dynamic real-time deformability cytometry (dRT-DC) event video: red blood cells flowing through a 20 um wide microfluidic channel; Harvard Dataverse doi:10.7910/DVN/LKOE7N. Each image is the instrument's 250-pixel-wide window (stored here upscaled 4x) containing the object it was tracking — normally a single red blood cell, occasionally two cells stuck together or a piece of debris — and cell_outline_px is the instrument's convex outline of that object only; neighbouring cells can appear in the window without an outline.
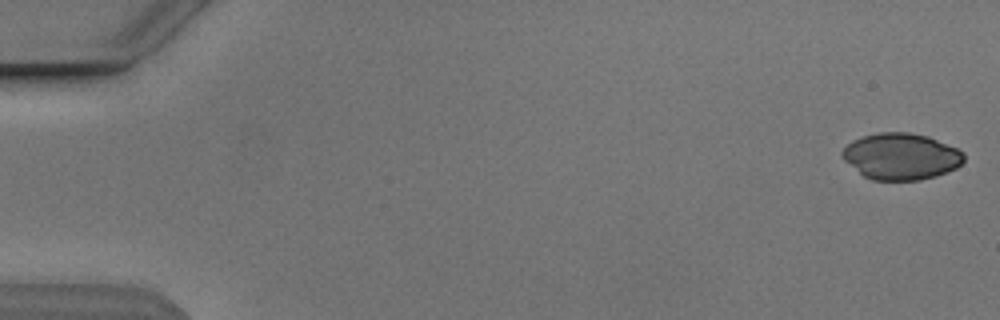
{"species": "Egyptian fruit bat (a non-hibernating species)", "species_latin": "Rousettus aegyptiacus", "temperature_condition": "cold", "stored_images_in_passage": 53, "camera_frame_rate_fps": 3000, "um_per_image_px": 0.085, "animal": {"sex": "male"}, "frame": {"image": 1, "passage_image": 1, "time_ms": 0.0, "image_size_px": [1000, 320], "cell_outline_px": [[964, 160], [956, 168], [948, 172], [936, 176], [920, 180], [872, 180], [864, 176], [844, 160], [840, 152], [852, 140], [876, 132], [908, 132], [928, 136], [956, 148], [964, 152]], "centroid_in_image_um": [76.59, 13.29], "position_along_channel_um": 8.4, "area_um2": 32.95}}